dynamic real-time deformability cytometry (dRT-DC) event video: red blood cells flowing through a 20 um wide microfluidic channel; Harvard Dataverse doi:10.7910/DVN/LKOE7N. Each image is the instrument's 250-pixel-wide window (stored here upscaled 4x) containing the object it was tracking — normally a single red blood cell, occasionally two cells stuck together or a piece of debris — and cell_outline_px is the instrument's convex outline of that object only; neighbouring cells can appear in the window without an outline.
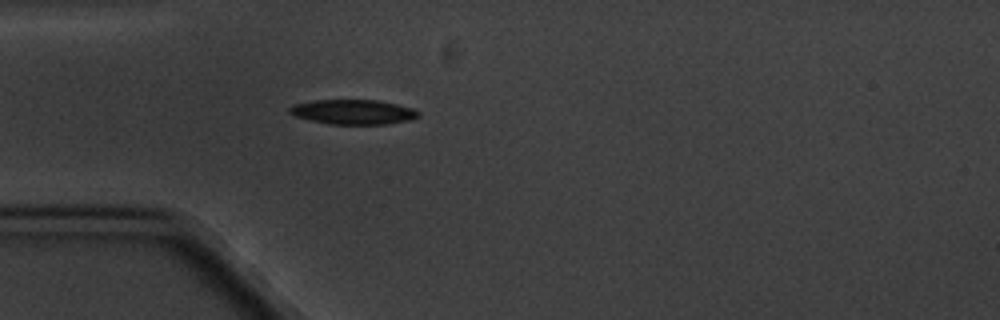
{"species": "common noctule bat (a hibernating species)", "species_latin": "Nyctalus noctula", "temperature_condition": "cold", "stored_images_in_passage": 1, "camera_frame_rate_fps": 3000, "um_per_image_px": 0.085, "animal": {"sex": "male", "body_mass_g": 20.1, "forearm_length_mm": 53.5}, "frame": {"image": 1, "passage_image": 1, "time_ms": 0.0, "image_size_px": [1000, 320], "cell_outline_px": [[420, 116], [412, 120], [388, 124], [328, 124], [296, 116], [288, 112], [288, 108], [292, 104], [316, 100], [376, 100], [396, 104], [412, 108], [420, 112]], "centroid_in_image_um": [30.04, 9.52], "position_along_channel_um": 55.0, "area_um2": 18.61}}